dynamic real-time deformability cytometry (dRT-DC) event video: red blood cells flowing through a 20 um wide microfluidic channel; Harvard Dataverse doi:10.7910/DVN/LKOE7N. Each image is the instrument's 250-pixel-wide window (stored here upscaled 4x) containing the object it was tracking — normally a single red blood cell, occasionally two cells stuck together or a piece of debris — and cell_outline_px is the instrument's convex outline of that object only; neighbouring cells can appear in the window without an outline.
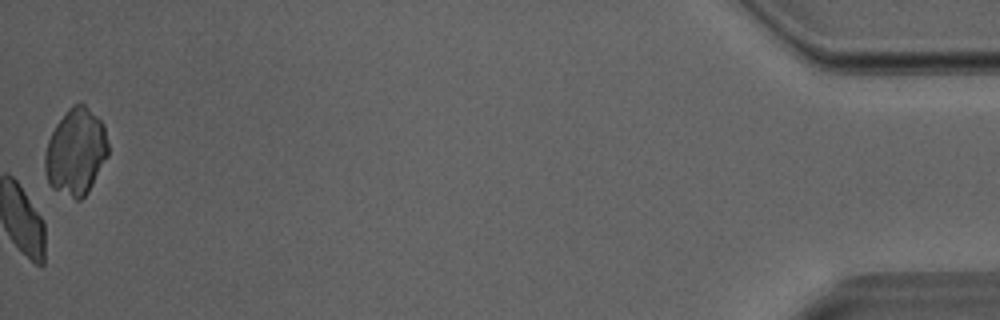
{"species": "Egyptian fruit bat (a non-hibernating species)", "species_latin": "Rousettus aegyptiacus", "temperature_condition": "room temperature", "stored_images_in_passage": 36, "camera_frame_rate_fps": 3000, "um_per_image_px": 0.085, "animal": {"sex": "male"}, "frame": {"image": 1, "passage_image": 36, "time_ms": 11.667, "image_size_px": [1000, 320], "cell_outline_px": [[108, 156], [88, 192], [80, 200], [76, 200], [52, 188], [48, 184], [44, 168], [44, 156], [48, 140], [56, 124], [68, 108], [72, 104], [80, 100], [104, 124], [108, 144]], "centroid_in_image_um": [6.44, 12.9], "position_along_channel_um": 428.8, "area_um2": 32.14}}